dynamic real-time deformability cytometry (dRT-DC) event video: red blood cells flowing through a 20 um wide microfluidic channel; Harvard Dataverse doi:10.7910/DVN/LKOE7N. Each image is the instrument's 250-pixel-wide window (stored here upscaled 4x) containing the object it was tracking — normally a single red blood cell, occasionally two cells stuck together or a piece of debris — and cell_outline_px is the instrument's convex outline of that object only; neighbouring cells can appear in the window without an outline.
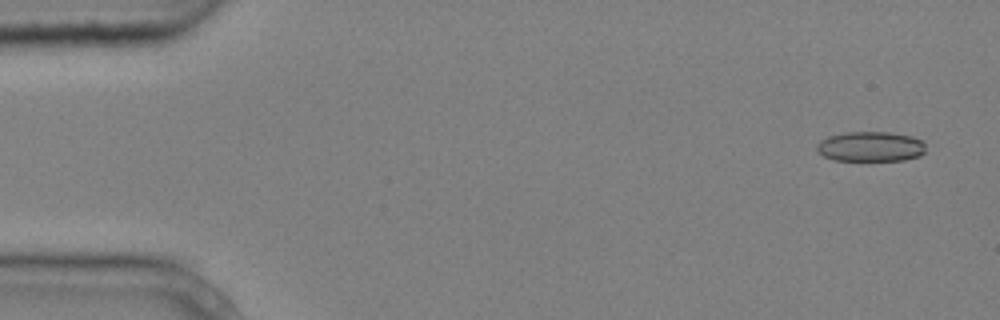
{"species": "common noctule bat (a hibernating species)", "species_latin": "Nyctalus noctula", "temperature_condition": "cold", "stored_images_in_passage": 4, "camera_frame_rate_fps": 3000, "um_per_image_px": 0.085, "animal": {"sex": "male", "body_mass_g": 20.4}, "frame": {"image": 1, "passage_image": 1, "time_ms": 0.0, "image_size_px": [1000, 320], "cell_outline_px": [[924, 152], [920, 156], [904, 160], [836, 160], [824, 156], [816, 148], [816, 144], [820, 140], [828, 136], [844, 132], [888, 132], [912, 136], [924, 140]], "centroid_in_image_um": [74.01, 12.45], "position_along_channel_um": 11.0, "area_um2": 19.07}}
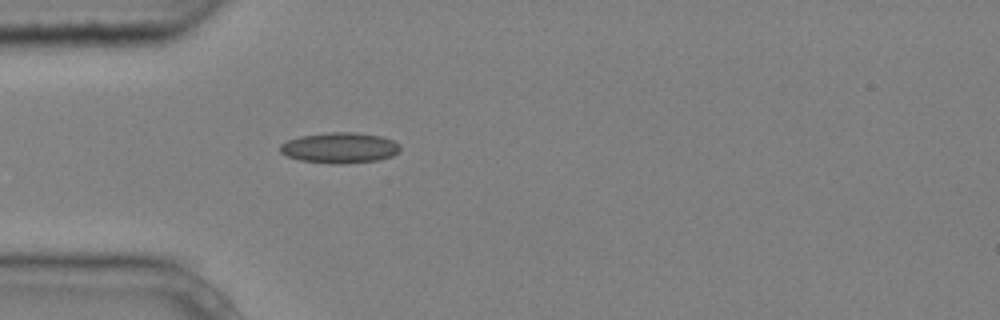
{"frame": {"image": 2, "passage_image": 4, "time_ms": 1.0, "image_size_px": [1000, 320], "cell_outline_px": [[400, 152], [392, 156], [380, 160], [344, 164], [332, 164], [300, 160], [288, 156], [280, 152], [280, 144], [288, 140], [300, 136], [332, 132], [356, 132], [380, 136], [392, 140], [400, 144]], "centroid_in_image_um": [28.91, 12.57], "position_along_channel_um": 56.1, "area_um2": 21.56}}